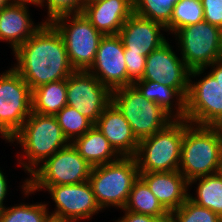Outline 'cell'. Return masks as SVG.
Returning a JSON list of instances; mask_svg holds the SVG:
<instances>
[{"label":"cell","instance_id":"6da1fadb","mask_svg":"<svg viewBox=\"0 0 222 222\" xmlns=\"http://www.w3.org/2000/svg\"><path fill=\"white\" fill-rule=\"evenodd\" d=\"M14 53L18 62L13 68L31 90L67 79L75 71L60 33L50 22H45Z\"/></svg>","mask_w":222,"mask_h":222},{"label":"cell","instance_id":"7a4b0ae2","mask_svg":"<svg viewBox=\"0 0 222 222\" xmlns=\"http://www.w3.org/2000/svg\"><path fill=\"white\" fill-rule=\"evenodd\" d=\"M221 153L222 127L189 124L184 131L179 172L188 182L215 174Z\"/></svg>","mask_w":222,"mask_h":222},{"label":"cell","instance_id":"3957f363","mask_svg":"<svg viewBox=\"0 0 222 222\" xmlns=\"http://www.w3.org/2000/svg\"><path fill=\"white\" fill-rule=\"evenodd\" d=\"M15 139L24 148V153L29 161L26 164L20 163L30 175L36 167L40 166V163L45 162L58 150L70 144L55 116L36 112H31L9 142L13 143L16 141Z\"/></svg>","mask_w":222,"mask_h":222},{"label":"cell","instance_id":"277c9868","mask_svg":"<svg viewBox=\"0 0 222 222\" xmlns=\"http://www.w3.org/2000/svg\"><path fill=\"white\" fill-rule=\"evenodd\" d=\"M189 122L174 119L163 130L139 141L134 156L139 173L179 171L181 146Z\"/></svg>","mask_w":222,"mask_h":222},{"label":"cell","instance_id":"5b68a950","mask_svg":"<svg viewBox=\"0 0 222 222\" xmlns=\"http://www.w3.org/2000/svg\"><path fill=\"white\" fill-rule=\"evenodd\" d=\"M138 178L135 158L120 157L114 162L93 166L88 182L101 209L108 206L123 209Z\"/></svg>","mask_w":222,"mask_h":222},{"label":"cell","instance_id":"8992f818","mask_svg":"<svg viewBox=\"0 0 222 222\" xmlns=\"http://www.w3.org/2000/svg\"><path fill=\"white\" fill-rule=\"evenodd\" d=\"M92 166L84 160L70 143L36 168L22 185L25 195L55 185H71L88 181Z\"/></svg>","mask_w":222,"mask_h":222},{"label":"cell","instance_id":"52a82bcc","mask_svg":"<svg viewBox=\"0 0 222 222\" xmlns=\"http://www.w3.org/2000/svg\"><path fill=\"white\" fill-rule=\"evenodd\" d=\"M112 103L123 114L138 141L163 130L174 119L160 105L146 99L133 84L113 90Z\"/></svg>","mask_w":222,"mask_h":222},{"label":"cell","instance_id":"ba28073f","mask_svg":"<svg viewBox=\"0 0 222 222\" xmlns=\"http://www.w3.org/2000/svg\"><path fill=\"white\" fill-rule=\"evenodd\" d=\"M182 59L190 76L201 75L206 67L222 59V29L205 20L178 29Z\"/></svg>","mask_w":222,"mask_h":222},{"label":"cell","instance_id":"9c48e42d","mask_svg":"<svg viewBox=\"0 0 222 222\" xmlns=\"http://www.w3.org/2000/svg\"><path fill=\"white\" fill-rule=\"evenodd\" d=\"M50 23L60 33L74 70L87 71L94 62L99 42L104 35L83 12L61 15Z\"/></svg>","mask_w":222,"mask_h":222},{"label":"cell","instance_id":"30bf717a","mask_svg":"<svg viewBox=\"0 0 222 222\" xmlns=\"http://www.w3.org/2000/svg\"><path fill=\"white\" fill-rule=\"evenodd\" d=\"M32 112V90L11 68L0 74V134L8 142Z\"/></svg>","mask_w":222,"mask_h":222},{"label":"cell","instance_id":"8fae6325","mask_svg":"<svg viewBox=\"0 0 222 222\" xmlns=\"http://www.w3.org/2000/svg\"><path fill=\"white\" fill-rule=\"evenodd\" d=\"M111 102L112 91L90 72L75 70L67 78V105L94 125Z\"/></svg>","mask_w":222,"mask_h":222},{"label":"cell","instance_id":"7c38bea8","mask_svg":"<svg viewBox=\"0 0 222 222\" xmlns=\"http://www.w3.org/2000/svg\"><path fill=\"white\" fill-rule=\"evenodd\" d=\"M198 82L191 83L185 99V120L198 126L222 127V88L209 73Z\"/></svg>","mask_w":222,"mask_h":222},{"label":"cell","instance_id":"4fadbf2b","mask_svg":"<svg viewBox=\"0 0 222 222\" xmlns=\"http://www.w3.org/2000/svg\"><path fill=\"white\" fill-rule=\"evenodd\" d=\"M190 69L172 51L166 41L146 57L145 71L141 80L159 82L175 88L185 99L189 88Z\"/></svg>","mask_w":222,"mask_h":222},{"label":"cell","instance_id":"5bb4252c","mask_svg":"<svg viewBox=\"0 0 222 222\" xmlns=\"http://www.w3.org/2000/svg\"><path fill=\"white\" fill-rule=\"evenodd\" d=\"M47 191L50 192L57 207L55 212L51 213L53 218L76 222L85 218L90 219L93 214L102 211L88 181L50 186Z\"/></svg>","mask_w":222,"mask_h":222},{"label":"cell","instance_id":"9a60e30c","mask_svg":"<svg viewBox=\"0 0 222 222\" xmlns=\"http://www.w3.org/2000/svg\"><path fill=\"white\" fill-rule=\"evenodd\" d=\"M87 71L111 91L128 86L124 45L118 34L101 38L94 62Z\"/></svg>","mask_w":222,"mask_h":222},{"label":"cell","instance_id":"2e32d148","mask_svg":"<svg viewBox=\"0 0 222 222\" xmlns=\"http://www.w3.org/2000/svg\"><path fill=\"white\" fill-rule=\"evenodd\" d=\"M160 30L166 28L158 22L133 13L125 21L118 35L122 39L124 50L148 56L167 41Z\"/></svg>","mask_w":222,"mask_h":222},{"label":"cell","instance_id":"e0dca14e","mask_svg":"<svg viewBox=\"0 0 222 222\" xmlns=\"http://www.w3.org/2000/svg\"><path fill=\"white\" fill-rule=\"evenodd\" d=\"M95 126L121 157H134L139 141L123 114L111 102L98 118Z\"/></svg>","mask_w":222,"mask_h":222},{"label":"cell","instance_id":"ac0fdd59","mask_svg":"<svg viewBox=\"0 0 222 222\" xmlns=\"http://www.w3.org/2000/svg\"><path fill=\"white\" fill-rule=\"evenodd\" d=\"M139 177L169 213L189 198V182L179 171L139 173Z\"/></svg>","mask_w":222,"mask_h":222},{"label":"cell","instance_id":"d6986e66","mask_svg":"<svg viewBox=\"0 0 222 222\" xmlns=\"http://www.w3.org/2000/svg\"><path fill=\"white\" fill-rule=\"evenodd\" d=\"M134 0H102L84 3L83 13L103 35H117L133 14Z\"/></svg>","mask_w":222,"mask_h":222},{"label":"cell","instance_id":"ffe728a7","mask_svg":"<svg viewBox=\"0 0 222 222\" xmlns=\"http://www.w3.org/2000/svg\"><path fill=\"white\" fill-rule=\"evenodd\" d=\"M27 8L24 3H12L0 10V40L8 41L13 51L45 23L34 26Z\"/></svg>","mask_w":222,"mask_h":222},{"label":"cell","instance_id":"44dd1931","mask_svg":"<svg viewBox=\"0 0 222 222\" xmlns=\"http://www.w3.org/2000/svg\"><path fill=\"white\" fill-rule=\"evenodd\" d=\"M72 145L92 167L114 162L121 157L95 125L76 138Z\"/></svg>","mask_w":222,"mask_h":222},{"label":"cell","instance_id":"7402d4cb","mask_svg":"<svg viewBox=\"0 0 222 222\" xmlns=\"http://www.w3.org/2000/svg\"><path fill=\"white\" fill-rule=\"evenodd\" d=\"M67 105V79L32 90V112L55 116Z\"/></svg>","mask_w":222,"mask_h":222},{"label":"cell","instance_id":"603a6c76","mask_svg":"<svg viewBox=\"0 0 222 222\" xmlns=\"http://www.w3.org/2000/svg\"><path fill=\"white\" fill-rule=\"evenodd\" d=\"M133 85L140 91V93L148 100L154 101L156 104L160 105L167 113L172 115L175 119H185L186 107L185 98L172 87H167L164 84L148 80H138L133 83ZM177 96V97H176ZM173 97H176L178 107L174 115L173 110ZM172 109V110H171Z\"/></svg>","mask_w":222,"mask_h":222},{"label":"cell","instance_id":"cb8c5ba5","mask_svg":"<svg viewBox=\"0 0 222 222\" xmlns=\"http://www.w3.org/2000/svg\"><path fill=\"white\" fill-rule=\"evenodd\" d=\"M124 209L158 219L169 214L140 177L133 183Z\"/></svg>","mask_w":222,"mask_h":222},{"label":"cell","instance_id":"d4e9b609","mask_svg":"<svg viewBox=\"0 0 222 222\" xmlns=\"http://www.w3.org/2000/svg\"><path fill=\"white\" fill-rule=\"evenodd\" d=\"M199 184L196 189L197 198L192 197L189 192V199L195 204L210 209L222 218V177L217 173L195 178L189 182Z\"/></svg>","mask_w":222,"mask_h":222},{"label":"cell","instance_id":"484cf974","mask_svg":"<svg viewBox=\"0 0 222 222\" xmlns=\"http://www.w3.org/2000/svg\"><path fill=\"white\" fill-rule=\"evenodd\" d=\"M204 20V10L201 0H179L172 9L167 31L175 33L178 29L196 24Z\"/></svg>","mask_w":222,"mask_h":222},{"label":"cell","instance_id":"4316f807","mask_svg":"<svg viewBox=\"0 0 222 222\" xmlns=\"http://www.w3.org/2000/svg\"><path fill=\"white\" fill-rule=\"evenodd\" d=\"M179 0H134L133 13L153 20L166 27L172 16V9Z\"/></svg>","mask_w":222,"mask_h":222},{"label":"cell","instance_id":"83f0119b","mask_svg":"<svg viewBox=\"0 0 222 222\" xmlns=\"http://www.w3.org/2000/svg\"><path fill=\"white\" fill-rule=\"evenodd\" d=\"M55 117L69 143L84 135L94 126L88 118L68 105L60 110Z\"/></svg>","mask_w":222,"mask_h":222},{"label":"cell","instance_id":"f1b7e54d","mask_svg":"<svg viewBox=\"0 0 222 222\" xmlns=\"http://www.w3.org/2000/svg\"><path fill=\"white\" fill-rule=\"evenodd\" d=\"M46 206L40 203L5 207L0 211V222H47L51 215Z\"/></svg>","mask_w":222,"mask_h":222},{"label":"cell","instance_id":"f546056e","mask_svg":"<svg viewBox=\"0 0 222 222\" xmlns=\"http://www.w3.org/2000/svg\"><path fill=\"white\" fill-rule=\"evenodd\" d=\"M170 214L175 222H222L215 212L195 204L189 198Z\"/></svg>","mask_w":222,"mask_h":222},{"label":"cell","instance_id":"4dcf8cb0","mask_svg":"<svg viewBox=\"0 0 222 222\" xmlns=\"http://www.w3.org/2000/svg\"><path fill=\"white\" fill-rule=\"evenodd\" d=\"M45 1L49 16L45 22H51L61 15L82 12L84 8V0H40L39 5L43 6Z\"/></svg>","mask_w":222,"mask_h":222},{"label":"cell","instance_id":"1f68e13d","mask_svg":"<svg viewBox=\"0 0 222 222\" xmlns=\"http://www.w3.org/2000/svg\"><path fill=\"white\" fill-rule=\"evenodd\" d=\"M146 57L140 53L124 50V59L128 73V85L142 79L145 71Z\"/></svg>","mask_w":222,"mask_h":222},{"label":"cell","instance_id":"d6a6232c","mask_svg":"<svg viewBox=\"0 0 222 222\" xmlns=\"http://www.w3.org/2000/svg\"><path fill=\"white\" fill-rule=\"evenodd\" d=\"M204 20L222 29V0H201Z\"/></svg>","mask_w":222,"mask_h":222},{"label":"cell","instance_id":"836d02e7","mask_svg":"<svg viewBox=\"0 0 222 222\" xmlns=\"http://www.w3.org/2000/svg\"><path fill=\"white\" fill-rule=\"evenodd\" d=\"M125 211V216L122 219H118L116 222H155L158 218H155L150 215L130 212L128 210L122 209Z\"/></svg>","mask_w":222,"mask_h":222},{"label":"cell","instance_id":"e575fe53","mask_svg":"<svg viewBox=\"0 0 222 222\" xmlns=\"http://www.w3.org/2000/svg\"><path fill=\"white\" fill-rule=\"evenodd\" d=\"M7 187V179L0 170V211L5 208V206L3 205V200L6 198Z\"/></svg>","mask_w":222,"mask_h":222},{"label":"cell","instance_id":"d590c367","mask_svg":"<svg viewBox=\"0 0 222 222\" xmlns=\"http://www.w3.org/2000/svg\"><path fill=\"white\" fill-rule=\"evenodd\" d=\"M210 66L214 68L212 71H210V74L216 79L217 82H219L222 88V59L212 63Z\"/></svg>","mask_w":222,"mask_h":222},{"label":"cell","instance_id":"8d00e7d4","mask_svg":"<svg viewBox=\"0 0 222 222\" xmlns=\"http://www.w3.org/2000/svg\"><path fill=\"white\" fill-rule=\"evenodd\" d=\"M12 1V3H24V4H27L28 5V3L29 4H32V5H36V6H38L39 5V2H40V0H11Z\"/></svg>","mask_w":222,"mask_h":222},{"label":"cell","instance_id":"74e56055","mask_svg":"<svg viewBox=\"0 0 222 222\" xmlns=\"http://www.w3.org/2000/svg\"><path fill=\"white\" fill-rule=\"evenodd\" d=\"M155 222H175V220L172 217V215L169 213L167 216L159 218Z\"/></svg>","mask_w":222,"mask_h":222},{"label":"cell","instance_id":"f35d334b","mask_svg":"<svg viewBox=\"0 0 222 222\" xmlns=\"http://www.w3.org/2000/svg\"><path fill=\"white\" fill-rule=\"evenodd\" d=\"M10 4H12L11 0H0V10Z\"/></svg>","mask_w":222,"mask_h":222},{"label":"cell","instance_id":"ab89813d","mask_svg":"<svg viewBox=\"0 0 222 222\" xmlns=\"http://www.w3.org/2000/svg\"><path fill=\"white\" fill-rule=\"evenodd\" d=\"M217 174L222 177V153H221V156H220V161H219Z\"/></svg>","mask_w":222,"mask_h":222},{"label":"cell","instance_id":"60d3db41","mask_svg":"<svg viewBox=\"0 0 222 222\" xmlns=\"http://www.w3.org/2000/svg\"><path fill=\"white\" fill-rule=\"evenodd\" d=\"M47 222H68V221H64V220H60V219L50 217Z\"/></svg>","mask_w":222,"mask_h":222},{"label":"cell","instance_id":"b9f144b4","mask_svg":"<svg viewBox=\"0 0 222 222\" xmlns=\"http://www.w3.org/2000/svg\"><path fill=\"white\" fill-rule=\"evenodd\" d=\"M102 0H84V3H96Z\"/></svg>","mask_w":222,"mask_h":222}]
</instances>
